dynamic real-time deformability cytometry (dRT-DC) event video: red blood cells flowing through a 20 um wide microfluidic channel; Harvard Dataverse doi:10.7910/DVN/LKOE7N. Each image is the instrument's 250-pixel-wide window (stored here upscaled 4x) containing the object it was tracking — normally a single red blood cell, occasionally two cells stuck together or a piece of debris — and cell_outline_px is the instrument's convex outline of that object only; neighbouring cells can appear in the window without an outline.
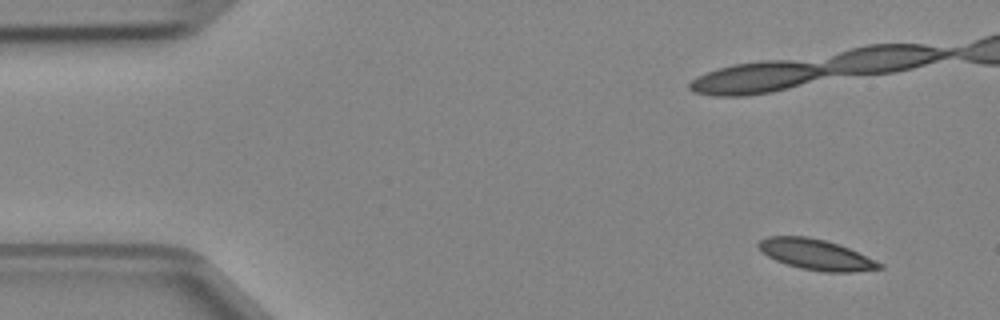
{"species": "Egyptian fruit bat (a non-hibernating species)", "species_latin": "Rousettus aegyptiacus", "temperature_condition": "cold", "stored_images_in_passage": 5, "camera_frame_rate_fps": 3000, "um_per_image_px": 0.085, "animal": {"sex": "female"}, "frame": {"image": 1, "passage_image": 1, "time_ms": 0.0, "image_size_px": [1000, 320], "cell_outline_px": [[884, 268], [852, 272], [824, 272], [800, 268], [776, 260], [768, 256], [756, 244], [760, 240], [768, 236], [808, 236], [840, 244], [876, 260], [884, 264]], "centroid_in_image_um": [69.4, 21.63], "position_along_channel_um": 15.6, "area_um2": 21.5}}